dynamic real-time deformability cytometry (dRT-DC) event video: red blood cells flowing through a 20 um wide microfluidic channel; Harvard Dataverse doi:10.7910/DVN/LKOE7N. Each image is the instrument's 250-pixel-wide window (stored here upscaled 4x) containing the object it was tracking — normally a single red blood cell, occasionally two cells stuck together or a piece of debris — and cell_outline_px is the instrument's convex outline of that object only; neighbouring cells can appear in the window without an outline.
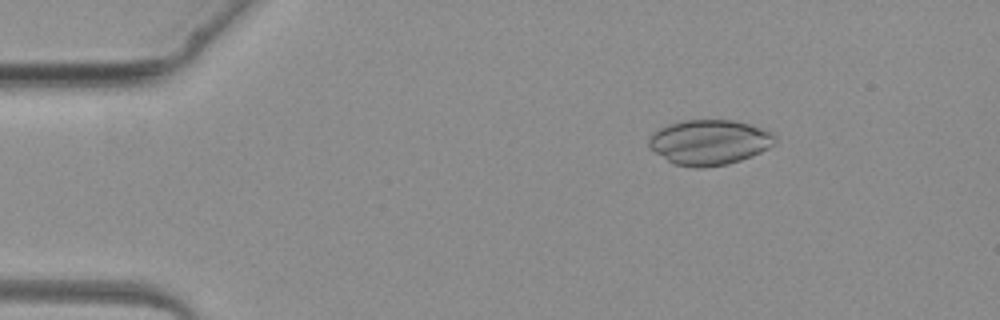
{"species": "common noctule bat (a hibernating species)", "species_latin": "Nyctalus noctula", "temperature_condition": "warm", "stored_images_in_passage": 4, "camera_frame_rate_fps": 3000, "um_per_image_px": 0.085, "animal": {"sex": "female", "body_mass_g": 19.3, "forearm_length_mm": 54.1}, "frame": {"image": 1, "passage_image": 2, "time_ms": 1.333, "image_size_px": [1000, 320], "cell_outline_px": [[776, 140], [768, 148], [752, 156], [728, 164], [704, 168], [692, 168], [676, 164], [668, 160], [656, 152], [648, 144], [648, 140], [652, 132], [668, 124], [680, 120], [732, 120], [748, 124], [772, 132], [776, 136]], "centroid_in_image_um": [60.29, 12.09], "position_along_channel_um": 24.7, "area_um2": 33.06}}